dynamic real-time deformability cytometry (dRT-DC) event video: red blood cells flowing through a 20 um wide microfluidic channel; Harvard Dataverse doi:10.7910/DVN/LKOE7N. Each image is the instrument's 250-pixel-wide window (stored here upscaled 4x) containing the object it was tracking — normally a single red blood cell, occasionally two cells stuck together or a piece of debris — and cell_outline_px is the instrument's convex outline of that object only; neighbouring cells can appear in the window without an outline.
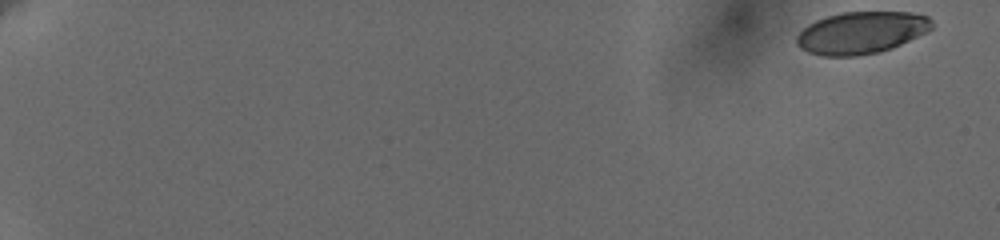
{"species": "human", "species_latin": "Homo sapiens", "temperature_condition": "cold", "stored_images_in_passage": 59, "camera_frame_rate_fps": 3000, "um_per_image_px": 0.085, "donor": {"sex": "female"}, "frame": {"image": 1, "passage_image": 1, "time_ms": 0.0, "image_size_px": [1000, 240], "cell_outline_px": [[932, 28], [892, 48], [876, 52], [856, 56], [824, 56], [808, 52], [800, 48], [796, 44], [796, 36], [808, 24], [816, 20], [840, 12], [912, 12], [928, 16], [932, 20]], "centroid_in_image_um": [73.18, 2.77], "position_along_channel_um": 11.8, "area_um2": 32.95}}
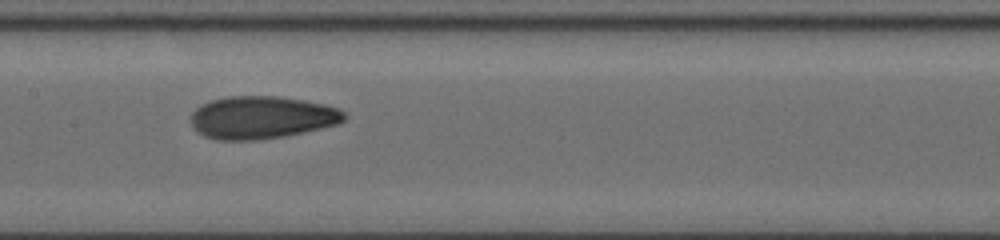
{"frame": {"image": 2, "passage_image": 33, "time_ms": 10.667, "image_size_px": [1000, 240], "cell_outline_px": [[348, 116], [340, 124], [284, 136], [256, 140], [216, 140], [204, 136], [196, 132], [192, 128], [192, 112], [200, 104], [212, 100], [228, 96], [276, 96], [304, 100], [324, 104], [340, 108]], "centroid_in_image_um": [22.25, 9.98], "position_along_channel_um": 185.1, "area_um2": 38.38}}
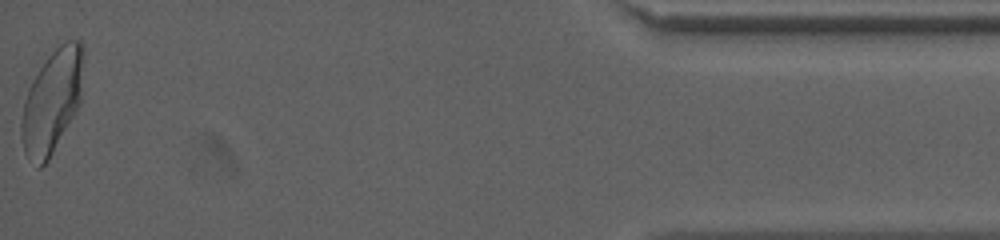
{"frame": {"image": 3, "passage_image": 59, "time_ms": 19.333, "image_size_px": [1000, 240], "cell_outline_px": [[84, 52], [80, 104], [48, 160], [40, 168], [36, 168], [24, 152], [20, 136], [20, 124], [24, 100], [28, 88], [32, 80], [48, 56], [64, 40], [80, 40], [84, 44]], "centroid_in_image_um": [4.41, 8.6], "position_along_channel_um": 430.8, "area_um2": 37.51}, "authors_computed_cell_mechanics": {"area_um2": 36.4718, "velocity_mm_per_s": 3.6284, "shape_relaxation_time_tau1_ms": 6.947, "shape_relaxation_time_tau2_ms": 1.9933, "deformation_change_tau1": 0.1996, "deformation_change_tau2": 0.0694}}